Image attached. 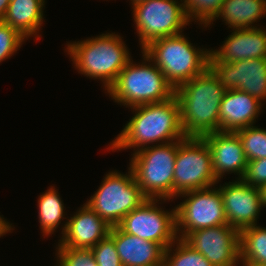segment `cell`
Returning <instances> with one entry per match:
<instances>
[{
	"mask_svg": "<svg viewBox=\"0 0 266 266\" xmlns=\"http://www.w3.org/2000/svg\"><path fill=\"white\" fill-rule=\"evenodd\" d=\"M148 198L135 181L130 167L128 173L110 171L86 204L109 226H118L122 219Z\"/></svg>",
	"mask_w": 266,
	"mask_h": 266,
	"instance_id": "cell-7",
	"label": "cell"
},
{
	"mask_svg": "<svg viewBox=\"0 0 266 266\" xmlns=\"http://www.w3.org/2000/svg\"><path fill=\"white\" fill-rule=\"evenodd\" d=\"M26 40L16 29L0 20V63L14 56Z\"/></svg>",
	"mask_w": 266,
	"mask_h": 266,
	"instance_id": "cell-28",
	"label": "cell"
},
{
	"mask_svg": "<svg viewBox=\"0 0 266 266\" xmlns=\"http://www.w3.org/2000/svg\"><path fill=\"white\" fill-rule=\"evenodd\" d=\"M184 240L213 266L240 264L239 231L229 224L190 232Z\"/></svg>",
	"mask_w": 266,
	"mask_h": 266,
	"instance_id": "cell-12",
	"label": "cell"
},
{
	"mask_svg": "<svg viewBox=\"0 0 266 266\" xmlns=\"http://www.w3.org/2000/svg\"><path fill=\"white\" fill-rule=\"evenodd\" d=\"M130 1H131V2H130L131 5H132V4L136 3V2H141V1H144V0H130Z\"/></svg>",
	"mask_w": 266,
	"mask_h": 266,
	"instance_id": "cell-35",
	"label": "cell"
},
{
	"mask_svg": "<svg viewBox=\"0 0 266 266\" xmlns=\"http://www.w3.org/2000/svg\"><path fill=\"white\" fill-rule=\"evenodd\" d=\"M185 36L181 33L160 38L142 49L174 89L199 76L209 67L210 48H196Z\"/></svg>",
	"mask_w": 266,
	"mask_h": 266,
	"instance_id": "cell-5",
	"label": "cell"
},
{
	"mask_svg": "<svg viewBox=\"0 0 266 266\" xmlns=\"http://www.w3.org/2000/svg\"><path fill=\"white\" fill-rule=\"evenodd\" d=\"M264 104L247 92L226 90L220 103L219 131L235 133L254 126Z\"/></svg>",
	"mask_w": 266,
	"mask_h": 266,
	"instance_id": "cell-18",
	"label": "cell"
},
{
	"mask_svg": "<svg viewBox=\"0 0 266 266\" xmlns=\"http://www.w3.org/2000/svg\"><path fill=\"white\" fill-rule=\"evenodd\" d=\"M132 13L141 50L157 39L183 33V28L191 24L183 0L136 2L132 4Z\"/></svg>",
	"mask_w": 266,
	"mask_h": 266,
	"instance_id": "cell-8",
	"label": "cell"
},
{
	"mask_svg": "<svg viewBox=\"0 0 266 266\" xmlns=\"http://www.w3.org/2000/svg\"><path fill=\"white\" fill-rule=\"evenodd\" d=\"M91 251L98 266H123L114 239L109 234L92 247Z\"/></svg>",
	"mask_w": 266,
	"mask_h": 266,
	"instance_id": "cell-29",
	"label": "cell"
},
{
	"mask_svg": "<svg viewBox=\"0 0 266 266\" xmlns=\"http://www.w3.org/2000/svg\"><path fill=\"white\" fill-rule=\"evenodd\" d=\"M45 0H11L2 21L16 29L27 40H39L44 20ZM39 33V34H38Z\"/></svg>",
	"mask_w": 266,
	"mask_h": 266,
	"instance_id": "cell-20",
	"label": "cell"
},
{
	"mask_svg": "<svg viewBox=\"0 0 266 266\" xmlns=\"http://www.w3.org/2000/svg\"><path fill=\"white\" fill-rule=\"evenodd\" d=\"M259 190H260L262 205H263V208H265L266 207V185H262L259 188Z\"/></svg>",
	"mask_w": 266,
	"mask_h": 266,
	"instance_id": "cell-33",
	"label": "cell"
},
{
	"mask_svg": "<svg viewBox=\"0 0 266 266\" xmlns=\"http://www.w3.org/2000/svg\"><path fill=\"white\" fill-rule=\"evenodd\" d=\"M66 219V228L56 247L91 249L105 238L111 229L94 210L84 203Z\"/></svg>",
	"mask_w": 266,
	"mask_h": 266,
	"instance_id": "cell-16",
	"label": "cell"
},
{
	"mask_svg": "<svg viewBox=\"0 0 266 266\" xmlns=\"http://www.w3.org/2000/svg\"><path fill=\"white\" fill-rule=\"evenodd\" d=\"M241 266H266V264L261 263H241Z\"/></svg>",
	"mask_w": 266,
	"mask_h": 266,
	"instance_id": "cell-34",
	"label": "cell"
},
{
	"mask_svg": "<svg viewBox=\"0 0 266 266\" xmlns=\"http://www.w3.org/2000/svg\"><path fill=\"white\" fill-rule=\"evenodd\" d=\"M61 199L60 193L54 185L38 196V222L44 238L55 234L54 232L60 228V224H63L61 225V234L64 233L67 221L63 223L61 221L66 219L67 213L65 214V206Z\"/></svg>",
	"mask_w": 266,
	"mask_h": 266,
	"instance_id": "cell-22",
	"label": "cell"
},
{
	"mask_svg": "<svg viewBox=\"0 0 266 266\" xmlns=\"http://www.w3.org/2000/svg\"><path fill=\"white\" fill-rule=\"evenodd\" d=\"M118 33H102L80 41L66 43L64 50L78 73L98 79L105 93L115 83L119 73L132 58Z\"/></svg>",
	"mask_w": 266,
	"mask_h": 266,
	"instance_id": "cell-3",
	"label": "cell"
},
{
	"mask_svg": "<svg viewBox=\"0 0 266 266\" xmlns=\"http://www.w3.org/2000/svg\"><path fill=\"white\" fill-rule=\"evenodd\" d=\"M240 263L266 264V228L254 225L239 231Z\"/></svg>",
	"mask_w": 266,
	"mask_h": 266,
	"instance_id": "cell-23",
	"label": "cell"
},
{
	"mask_svg": "<svg viewBox=\"0 0 266 266\" xmlns=\"http://www.w3.org/2000/svg\"><path fill=\"white\" fill-rule=\"evenodd\" d=\"M266 16V5L262 0H224L219 13L206 26L220 18L231 29L259 28L254 23L260 22Z\"/></svg>",
	"mask_w": 266,
	"mask_h": 266,
	"instance_id": "cell-21",
	"label": "cell"
},
{
	"mask_svg": "<svg viewBox=\"0 0 266 266\" xmlns=\"http://www.w3.org/2000/svg\"><path fill=\"white\" fill-rule=\"evenodd\" d=\"M11 0H0V20L3 19Z\"/></svg>",
	"mask_w": 266,
	"mask_h": 266,
	"instance_id": "cell-32",
	"label": "cell"
},
{
	"mask_svg": "<svg viewBox=\"0 0 266 266\" xmlns=\"http://www.w3.org/2000/svg\"><path fill=\"white\" fill-rule=\"evenodd\" d=\"M235 133L241 140L247 161L266 158V129L249 126Z\"/></svg>",
	"mask_w": 266,
	"mask_h": 266,
	"instance_id": "cell-25",
	"label": "cell"
},
{
	"mask_svg": "<svg viewBox=\"0 0 266 266\" xmlns=\"http://www.w3.org/2000/svg\"><path fill=\"white\" fill-rule=\"evenodd\" d=\"M226 90H241L260 102L266 101V59L233 63H209Z\"/></svg>",
	"mask_w": 266,
	"mask_h": 266,
	"instance_id": "cell-14",
	"label": "cell"
},
{
	"mask_svg": "<svg viewBox=\"0 0 266 266\" xmlns=\"http://www.w3.org/2000/svg\"><path fill=\"white\" fill-rule=\"evenodd\" d=\"M141 53V63L136 64L131 58L106 92L110 99L126 108L164 102L175 95V89L161 70Z\"/></svg>",
	"mask_w": 266,
	"mask_h": 266,
	"instance_id": "cell-4",
	"label": "cell"
},
{
	"mask_svg": "<svg viewBox=\"0 0 266 266\" xmlns=\"http://www.w3.org/2000/svg\"><path fill=\"white\" fill-rule=\"evenodd\" d=\"M179 140L143 148L131 154L129 167L143 194L173 201L175 158Z\"/></svg>",
	"mask_w": 266,
	"mask_h": 266,
	"instance_id": "cell-6",
	"label": "cell"
},
{
	"mask_svg": "<svg viewBox=\"0 0 266 266\" xmlns=\"http://www.w3.org/2000/svg\"><path fill=\"white\" fill-rule=\"evenodd\" d=\"M212 155L206 141L198 137L179 140L175 158L173 199L191 191L217 186Z\"/></svg>",
	"mask_w": 266,
	"mask_h": 266,
	"instance_id": "cell-9",
	"label": "cell"
},
{
	"mask_svg": "<svg viewBox=\"0 0 266 266\" xmlns=\"http://www.w3.org/2000/svg\"><path fill=\"white\" fill-rule=\"evenodd\" d=\"M241 179L257 188L266 185V158L247 161L246 170Z\"/></svg>",
	"mask_w": 266,
	"mask_h": 266,
	"instance_id": "cell-30",
	"label": "cell"
},
{
	"mask_svg": "<svg viewBox=\"0 0 266 266\" xmlns=\"http://www.w3.org/2000/svg\"><path fill=\"white\" fill-rule=\"evenodd\" d=\"M211 150L212 168L219 182L225 174L234 173L241 179L247 159L239 136L234 132H214L202 137Z\"/></svg>",
	"mask_w": 266,
	"mask_h": 266,
	"instance_id": "cell-17",
	"label": "cell"
},
{
	"mask_svg": "<svg viewBox=\"0 0 266 266\" xmlns=\"http://www.w3.org/2000/svg\"><path fill=\"white\" fill-rule=\"evenodd\" d=\"M163 266H213L184 239L177 238L164 251Z\"/></svg>",
	"mask_w": 266,
	"mask_h": 266,
	"instance_id": "cell-24",
	"label": "cell"
},
{
	"mask_svg": "<svg viewBox=\"0 0 266 266\" xmlns=\"http://www.w3.org/2000/svg\"><path fill=\"white\" fill-rule=\"evenodd\" d=\"M56 266H98L91 249L56 247Z\"/></svg>",
	"mask_w": 266,
	"mask_h": 266,
	"instance_id": "cell-27",
	"label": "cell"
},
{
	"mask_svg": "<svg viewBox=\"0 0 266 266\" xmlns=\"http://www.w3.org/2000/svg\"><path fill=\"white\" fill-rule=\"evenodd\" d=\"M224 0H183L184 12L190 22H196L201 28L216 17Z\"/></svg>",
	"mask_w": 266,
	"mask_h": 266,
	"instance_id": "cell-26",
	"label": "cell"
},
{
	"mask_svg": "<svg viewBox=\"0 0 266 266\" xmlns=\"http://www.w3.org/2000/svg\"><path fill=\"white\" fill-rule=\"evenodd\" d=\"M130 109L134 115L106 149L121 151L133 148L135 153L151 144H166L186 138L175 96L164 102L138 105Z\"/></svg>",
	"mask_w": 266,
	"mask_h": 266,
	"instance_id": "cell-1",
	"label": "cell"
},
{
	"mask_svg": "<svg viewBox=\"0 0 266 266\" xmlns=\"http://www.w3.org/2000/svg\"><path fill=\"white\" fill-rule=\"evenodd\" d=\"M218 188L229 225L238 231L257 225L263 208L259 188L247 184L242 179L229 181Z\"/></svg>",
	"mask_w": 266,
	"mask_h": 266,
	"instance_id": "cell-13",
	"label": "cell"
},
{
	"mask_svg": "<svg viewBox=\"0 0 266 266\" xmlns=\"http://www.w3.org/2000/svg\"><path fill=\"white\" fill-rule=\"evenodd\" d=\"M161 201V202H160ZM169 199L145 200L118 225L124 232L160 244L167 249L176 239V207L164 210L159 204ZM160 202V203H159Z\"/></svg>",
	"mask_w": 266,
	"mask_h": 266,
	"instance_id": "cell-11",
	"label": "cell"
},
{
	"mask_svg": "<svg viewBox=\"0 0 266 266\" xmlns=\"http://www.w3.org/2000/svg\"><path fill=\"white\" fill-rule=\"evenodd\" d=\"M225 91L210 67L175 89L185 137L202 138L219 131L220 103Z\"/></svg>",
	"mask_w": 266,
	"mask_h": 266,
	"instance_id": "cell-2",
	"label": "cell"
},
{
	"mask_svg": "<svg viewBox=\"0 0 266 266\" xmlns=\"http://www.w3.org/2000/svg\"><path fill=\"white\" fill-rule=\"evenodd\" d=\"M184 201L176 207V235L184 239L190 232L228 224L218 187L191 190L177 196Z\"/></svg>",
	"mask_w": 266,
	"mask_h": 266,
	"instance_id": "cell-10",
	"label": "cell"
},
{
	"mask_svg": "<svg viewBox=\"0 0 266 266\" xmlns=\"http://www.w3.org/2000/svg\"><path fill=\"white\" fill-rule=\"evenodd\" d=\"M14 228H15L14 225L10 224V222H8L7 219H5L4 217H2V215H0V238L6 235L7 233L10 232L12 233Z\"/></svg>",
	"mask_w": 266,
	"mask_h": 266,
	"instance_id": "cell-31",
	"label": "cell"
},
{
	"mask_svg": "<svg viewBox=\"0 0 266 266\" xmlns=\"http://www.w3.org/2000/svg\"><path fill=\"white\" fill-rule=\"evenodd\" d=\"M109 235L123 266H163L165 249L160 244L128 234L119 226L111 227Z\"/></svg>",
	"mask_w": 266,
	"mask_h": 266,
	"instance_id": "cell-19",
	"label": "cell"
},
{
	"mask_svg": "<svg viewBox=\"0 0 266 266\" xmlns=\"http://www.w3.org/2000/svg\"><path fill=\"white\" fill-rule=\"evenodd\" d=\"M218 49H210L209 63H233L240 60L266 59V29H232Z\"/></svg>",
	"mask_w": 266,
	"mask_h": 266,
	"instance_id": "cell-15",
	"label": "cell"
}]
</instances>
